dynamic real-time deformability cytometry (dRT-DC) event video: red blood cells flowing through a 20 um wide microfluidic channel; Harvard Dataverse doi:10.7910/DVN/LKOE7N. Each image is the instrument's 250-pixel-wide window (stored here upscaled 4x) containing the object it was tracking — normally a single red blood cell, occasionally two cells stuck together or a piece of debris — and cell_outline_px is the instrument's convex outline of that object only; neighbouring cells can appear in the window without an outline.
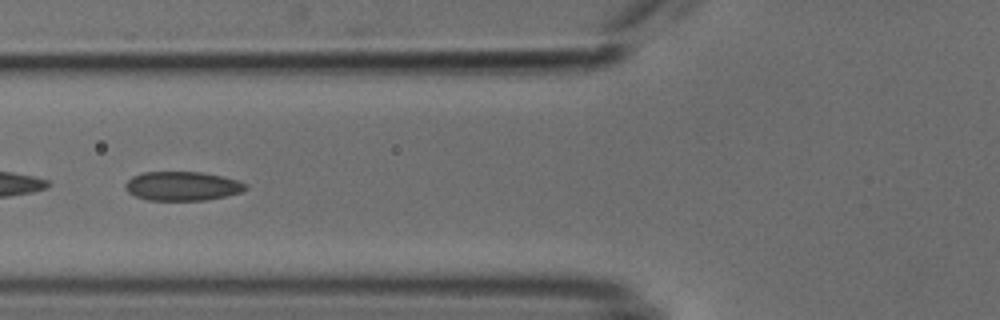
{"species": "common noctule bat (a hibernating species)", "species_latin": "Nyctalus noctula", "temperature_condition": "cold", "stored_images_in_passage": 38, "camera_frame_rate_fps": 3000, "um_per_image_px": 0.085, "animal": {"sex": "male", "body_mass_g": 18.8}, "frame": {"image": 1, "passage_image": 6, "time_ms": 1.667, "image_size_px": [1000, 320], "cell_outline_px": [[248, 188], [240, 192], [228, 196], [204, 200], [148, 200], [136, 196], [128, 192], [124, 188], [124, 184], [132, 176], [144, 172], [200, 172], [220, 176], [236, 180], [248, 184]], "centroid_in_image_um": [15.49, 15.82], "position_along_channel_um": 110.3, "area_um2": 20.35}}
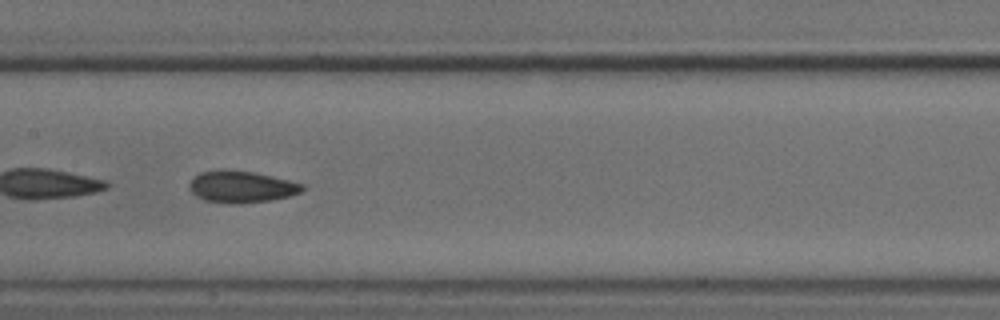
{"frame": {"image": 2, "passage_image": 12, "time_ms": 3.667, "image_size_px": [1000, 320], "cell_outline_px": [[304, 188], [300, 192], [288, 196], [268, 200], [236, 204], [228, 204], [204, 200], [196, 196], [188, 188], [188, 184], [200, 172], [252, 172], [272, 176], [304, 184]], "centroid_in_image_um": [20.52, 15.92], "position_along_channel_um": 186.9, "area_um2": 20.17}}
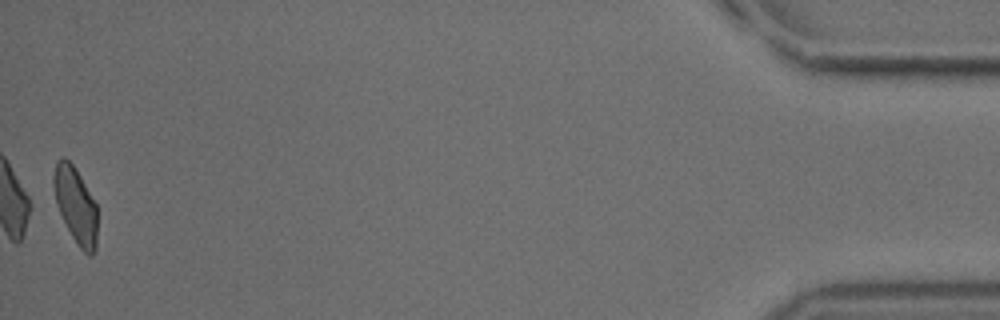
{"frame": {"image": 3, "passage_image": 38, "time_ms": 12.333, "image_size_px": [1000, 320], "cell_outline_px": [[96, 248], [92, 256], [88, 256], [80, 248], [72, 236], [60, 212], [56, 200], [52, 184], [52, 176], [56, 160], [64, 156], [72, 164], [80, 176], [96, 204]], "centroid_in_image_um": [6.41, 17.42], "position_along_channel_um": 428.8, "area_um2": 19.13}, "authors_computed_cell_mechanics": {"area_um2": 20.1722, "velocity_mm_per_s": 3.8082, "shape_relaxation_time_tau1_ms": 5.6188, "shape_relaxation_time_tau2_ms": 2.9232, "deformation_change_tau1": 0.116, "deformation_change_tau2": 0.0684}}